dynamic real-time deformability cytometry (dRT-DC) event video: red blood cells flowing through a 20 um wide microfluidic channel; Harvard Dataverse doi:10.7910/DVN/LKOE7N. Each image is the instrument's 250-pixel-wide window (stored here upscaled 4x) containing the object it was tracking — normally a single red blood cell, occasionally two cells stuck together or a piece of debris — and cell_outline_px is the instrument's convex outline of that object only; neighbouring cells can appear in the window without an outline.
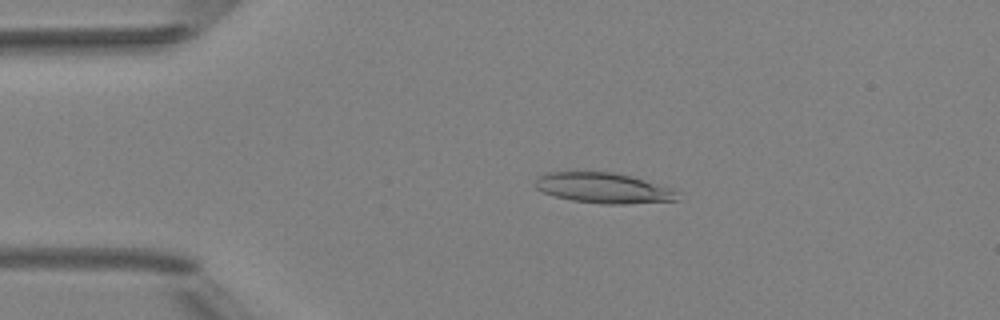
{"species": "Egyptian fruit bat (a non-hibernating species)", "species_latin": "Rousettus aegyptiacus", "temperature_condition": "room temperature", "stored_images_in_passage": 3, "camera_frame_rate_fps": 3000, "um_per_image_px": 0.085, "animal": {"sex": "female"}, "frame": {"image": 1, "passage_image": 2, "time_ms": 1.0, "image_size_px": [1000, 320], "cell_outline_px": [[680, 200], [624, 204], [604, 204], [572, 200], [556, 196], [544, 192], [536, 188], [532, 184], [544, 172], [612, 172], [632, 176], [668, 188], [676, 192]], "centroid_in_image_um": [51.25, 15.98], "position_along_channel_um": 33.7, "area_um2": 24.91}}